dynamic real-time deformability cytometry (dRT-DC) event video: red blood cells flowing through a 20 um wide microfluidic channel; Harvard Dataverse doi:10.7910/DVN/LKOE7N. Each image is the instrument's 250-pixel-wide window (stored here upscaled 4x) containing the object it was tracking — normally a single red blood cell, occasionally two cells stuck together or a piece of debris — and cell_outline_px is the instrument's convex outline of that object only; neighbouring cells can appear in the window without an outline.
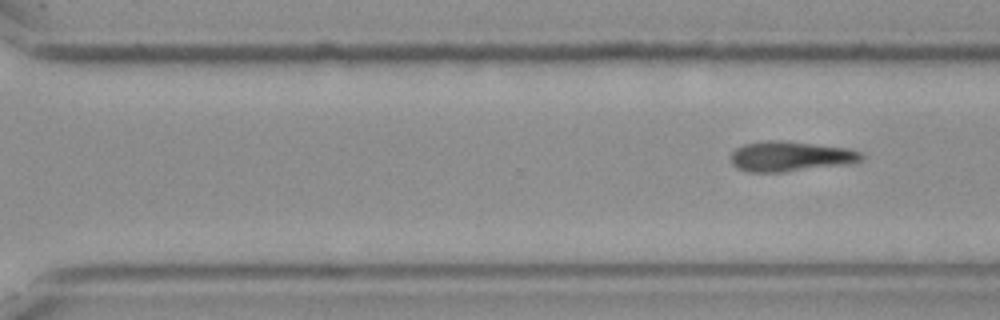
{"species": "Egyptian fruit bat (a non-hibernating species)", "species_latin": "Rousettus aegyptiacus", "temperature_condition": "cold", "stored_images_in_passage": 12, "camera_frame_rate_fps": 3000, "um_per_image_px": 0.085, "frame": {"image": 1, "passage_image": 12, "time_ms": 3.667, "image_size_px": [1000, 320], "cell_outline_px": [[864, 156], [860, 160], [840, 164], [784, 172], [748, 172], [736, 168], [732, 164], [732, 152], [736, 148], [744, 144], [768, 140], [784, 140], [848, 148], [860, 152]], "centroid_in_image_um": [67.11, 13.28], "position_along_channel_um": 303.5, "area_um2": 22.6}}